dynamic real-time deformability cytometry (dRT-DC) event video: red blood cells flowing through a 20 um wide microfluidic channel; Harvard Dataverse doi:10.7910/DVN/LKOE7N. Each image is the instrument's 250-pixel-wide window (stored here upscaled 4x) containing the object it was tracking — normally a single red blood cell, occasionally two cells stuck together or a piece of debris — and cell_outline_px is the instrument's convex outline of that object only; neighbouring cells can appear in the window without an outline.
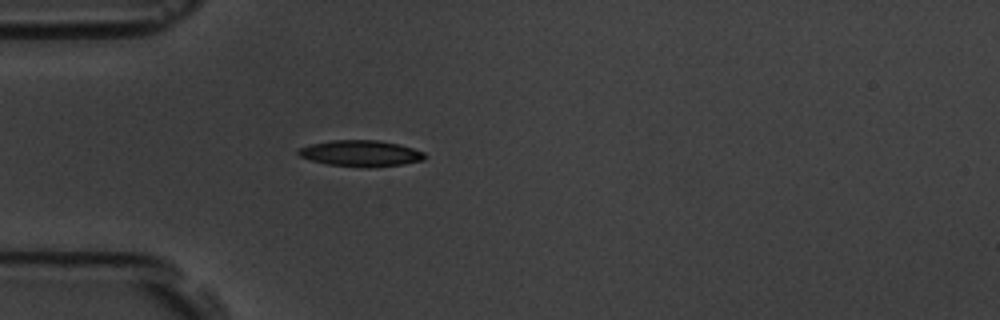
{"species": "common noctule bat (a hibernating species)", "species_latin": "Nyctalus noctula", "temperature_condition": "room temperature", "stored_images_in_passage": 4, "camera_frame_rate_fps": 3000, "um_per_image_px": 0.085, "animal": {"sex": "male", "body_mass_g": 19.5, "forearm_length_mm": 54.6}, "frame": {"image": 1, "passage_image": 4, "time_ms": 3.0, "image_size_px": [1000, 320], "cell_outline_px": [[424, 160], [404, 164], [328, 164], [312, 160], [300, 156], [296, 152], [300, 148], [312, 144], [332, 140], [380, 140], [400, 144], [424, 152]], "centroid_in_image_um": [30.66, 12.97], "position_along_channel_um": 54.3, "area_um2": 18.09}}